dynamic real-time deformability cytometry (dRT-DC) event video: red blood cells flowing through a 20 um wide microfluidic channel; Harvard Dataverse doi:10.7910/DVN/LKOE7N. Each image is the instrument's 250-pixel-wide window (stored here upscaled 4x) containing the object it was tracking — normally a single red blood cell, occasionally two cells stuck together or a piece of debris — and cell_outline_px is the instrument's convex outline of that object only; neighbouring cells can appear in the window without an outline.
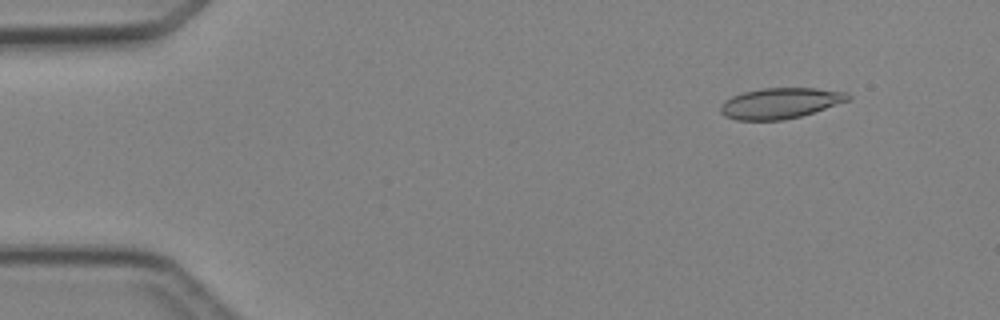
{"species": "Egyptian fruit bat (a non-hibernating species)", "species_latin": "Rousettus aegyptiacus", "temperature_condition": "cold", "stored_images_in_passage": 4, "camera_frame_rate_fps": 3000, "um_per_image_px": 0.085, "animal": {"sex": "female"}, "frame": {"image": 1, "passage_image": 2, "time_ms": 1.333, "image_size_px": [1000, 320], "cell_outline_px": [[852, 96], [848, 100], [800, 116], [784, 120], [736, 120], [724, 116], [720, 112], [720, 108], [724, 100], [732, 96], [744, 92], [764, 88], [816, 88], [848, 92]], "centroid_in_image_um": [66.29, 8.77], "position_along_channel_um": 18.7, "area_um2": 22.66}}